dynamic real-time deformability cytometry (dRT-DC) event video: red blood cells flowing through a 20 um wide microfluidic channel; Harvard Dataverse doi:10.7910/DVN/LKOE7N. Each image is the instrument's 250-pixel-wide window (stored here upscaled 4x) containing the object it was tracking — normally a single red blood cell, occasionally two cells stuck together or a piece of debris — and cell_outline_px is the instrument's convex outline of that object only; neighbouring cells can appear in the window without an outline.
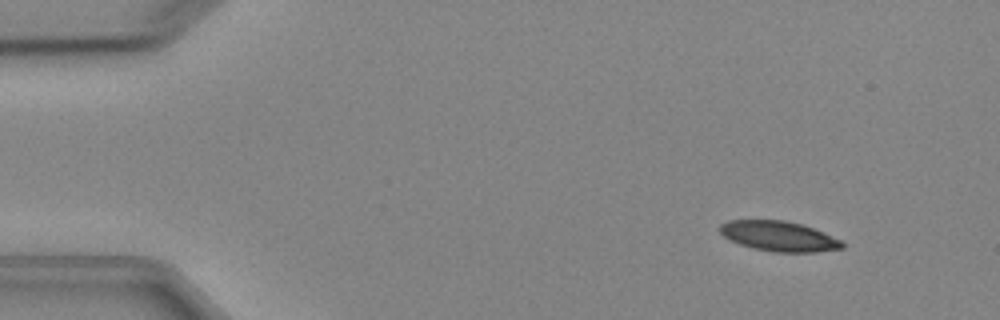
{"species": "Egyptian fruit bat (a non-hibernating species)", "species_latin": "Rousettus aegyptiacus", "temperature_condition": "cold", "stored_images_in_passage": 5, "camera_frame_rate_fps": 3000, "um_per_image_px": 0.085, "animal": {"sex": "female"}, "frame": {"image": 1, "passage_image": 2, "time_ms": 1.333, "image_size_px": [1000, 320], "cell_outline_px": [[844, 248], [816, 252], [776, 252], [752, 248], [740, 244], [724, 236], [720, 232], [720, 224], [728, 220], [784, 220], [800, 224], [812, 228], [840, 240], [844, 244]], "centroid_in_image_um": [66.19, 20.08], "position_along_channel_um": 18.8, "area_um2": 21.15}}